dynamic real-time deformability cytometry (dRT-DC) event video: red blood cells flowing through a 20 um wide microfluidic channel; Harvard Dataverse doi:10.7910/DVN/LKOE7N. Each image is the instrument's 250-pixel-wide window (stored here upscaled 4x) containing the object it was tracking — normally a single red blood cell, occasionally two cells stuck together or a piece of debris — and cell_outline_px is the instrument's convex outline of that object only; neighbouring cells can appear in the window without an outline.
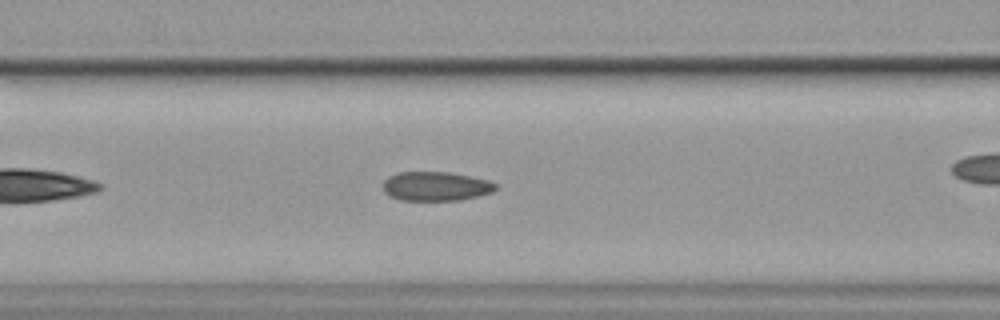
{"species": "common noctule bat (a hibernating species)", "species_latin": "Nyctalus noctula", "temperature_condition": "cold", "stored_images_in_passage": 32, "camera_frame_rate_fps": 3000, "um_per_image_px": 0.085, "animal": {"sex": "female", "body_mass_g": 19.9}, "frame": {"image": 1, "passage_image": 10, "time_ms": 3.0, "image_size_px": [1000, 320], "cell_outline_px": [[496, 188], [492, 192], [480, 196], [460, 200], [400, 200], [388, 196], [384, 192], [384, 180], [388, 176], [400, 172], [452, 172], [488, 180], [496, 184]], "centroid_in_image_um": [37.04, 15.83], "position_along_channel_um": 129.6, "area_um2": 19.25}}